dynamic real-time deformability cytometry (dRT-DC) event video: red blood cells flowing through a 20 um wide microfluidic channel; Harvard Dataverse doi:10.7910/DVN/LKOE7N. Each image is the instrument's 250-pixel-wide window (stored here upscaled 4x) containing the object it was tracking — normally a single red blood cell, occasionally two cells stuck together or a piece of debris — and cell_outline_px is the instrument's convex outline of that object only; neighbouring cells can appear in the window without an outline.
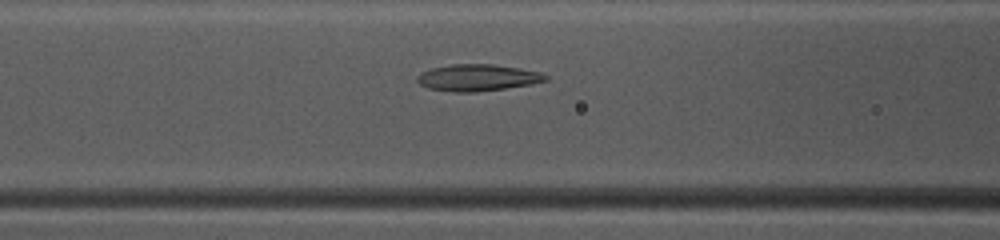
{"species": "common noctule bat (a hibernating species)", "species_latin": "Nyctalus noctula", "temperature_condition": "warm", "stored_images_in_passage": 28, "camera_frame_rate_fps": 3000, "um_per_image_px": 0.085, "animal": {"sex": "female", "body_mass_g": 10.0, "forearm_length_mm": 53.1}, "frame": {"image": 1, "passage_image": 5, "time_ms": 1.333, "image_size_px": [1000, 240], "cell_outline_px": [[548, 80], [532, 84], [476, 92], [456, 92], [428, 88], [420, 84], [416, 80], [416, 76], [420, 72], [432, 68], [452, 64], [492, 64], [520, 68], [540, 72], [548, 76]], "centroid_in_image_um": [40.58, 6.59], "position_along_channel_um": 126.0, "area_um2": 19.94}}
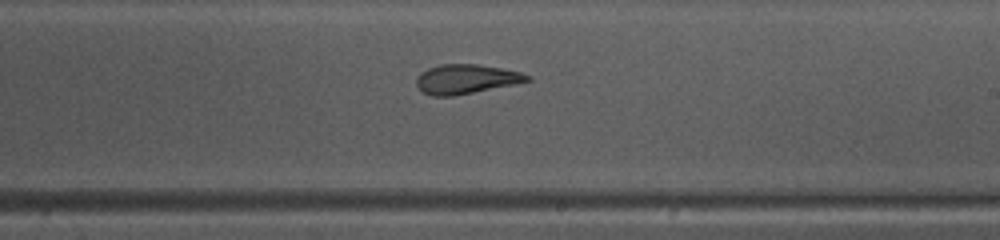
{"frame": {"image": 2, "passage_image": 14, "time_ms": 4.333, "image_size_px": [1000, 240], "cell_outline_px": [[532, 80], [516, 84], [452, 96], [432, 96], [424, 92], [416, 84], [416, 80], [420, 72], [428, 68], [440, 64], [476, 64], [500, 68], [520, 72], [532, 76]], "centroid_in_image_um": [39.63, 6.72], "position_along_channel_um": 249.4, "area_um2": 18.9}}
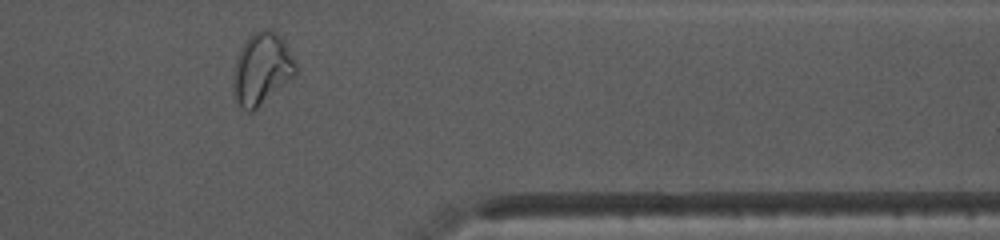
{"frame": {"image": 3, "passage_image": 25, "time_ms": 8.0, "image_size_px": [1000, 240], "cell_outline_px": [[296, 72], [288, 80], [252, 112], [248, 112], [240, 108], [236, 100], [236, 60], [248, 36], [252, 32], [264, 28], [272, 28], [280, 36], [296, 64]], "centroid_in_image_um": [22.26, 5.81], "position_along_channel_um": 389.1, "area_um2": 24.97}, "authors_computed_cell_mechanics": {"area_um2": 19.5075, "velocity_mm_per_s": 4.1084, "shape_relaxation_time_tau1_ms": 6.2722, "shape_relaxation_time_tau2_ms": 1.8946, "deformation_change_tau1": 0.209, "deformation_change_tau2": 0.096}}